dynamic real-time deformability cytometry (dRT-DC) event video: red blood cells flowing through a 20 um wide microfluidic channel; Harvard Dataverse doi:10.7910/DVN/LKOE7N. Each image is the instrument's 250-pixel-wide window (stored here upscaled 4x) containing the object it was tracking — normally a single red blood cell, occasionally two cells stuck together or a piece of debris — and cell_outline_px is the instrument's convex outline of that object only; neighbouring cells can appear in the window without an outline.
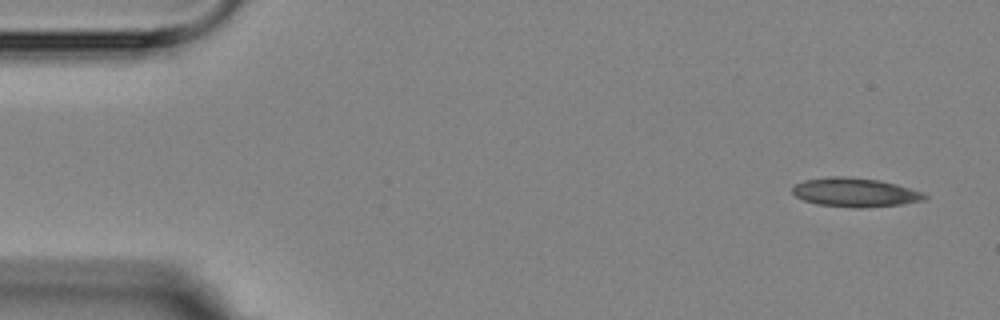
{"species": "Egyptian fruit bat (a non-hibernating species)", "species_latin": "Rousettus aegyptiacus", "temperature_condition": "room temperature", "stored_images_in_passage": 4, "camera_frame_rate_fps": 3000, "um_per_image_px": 0.085, "animal": {"sex": "female"}, "frame": {"image": 1, "passage_image": 1, "time_ms": 0.0, "image_size_px": [1000, 320], "cell_outline_px": [[928, 196], [924, 200], [900, 204], [816, 204], [804, 200], [796, 196], [792, 192], [792, 188], [796, 184], [804, 180], [832, 176], [844, 176], [880, 180], [896, 184], [920, 192]], "centroid_in_image_um": [72.62, 16.28], "position_along_channel_um": 12.4, "area_um2": 20.81}}